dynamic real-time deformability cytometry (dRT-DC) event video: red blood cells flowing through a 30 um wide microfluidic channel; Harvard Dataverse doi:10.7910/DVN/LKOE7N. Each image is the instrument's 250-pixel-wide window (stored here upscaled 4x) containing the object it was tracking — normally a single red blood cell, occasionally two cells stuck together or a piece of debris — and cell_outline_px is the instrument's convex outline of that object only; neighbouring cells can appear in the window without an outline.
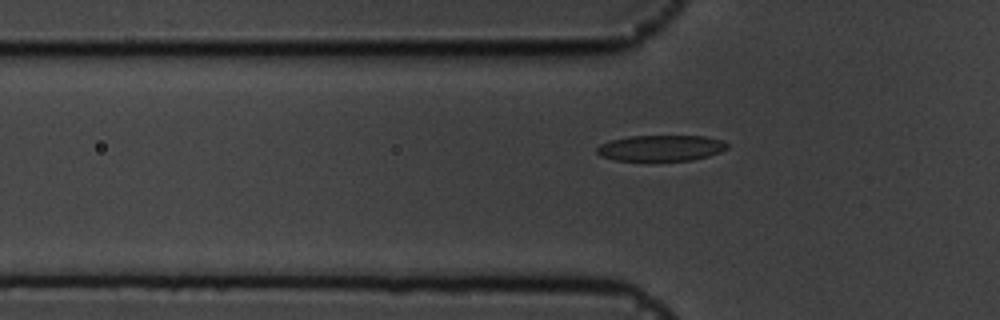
{"species": "common noctule bat (a hibernating species)", "species_latin": "Nyctalus noctula", "temperature_condition": "cold", "stored_images_in_passage": 41, "camera_frame_rate_fps": 3000, "um_per_image_px": 0.085, "animal": {"sex": "male", "body_mass_g": 19.5, "forearm_length_mm": 54.6}, "frame": {"image": 1, "passage_image": 3, "time_ms": 0.667, "image_size_px": [1000, 320], "cell_outline_px": [[728, 148], [720, 152], [708, 156], [692, 160], [652, 164], [612, 160], [600, 156], [596, 152], [596, 148], [600, 144], [612, 140], [628, 136], [704, 136], [720, 140], [728, 144]], "centroid_in_image_um": [56.11, 12.64], "position_along_channel_um": 69.7, "area_um2": 20.75}}
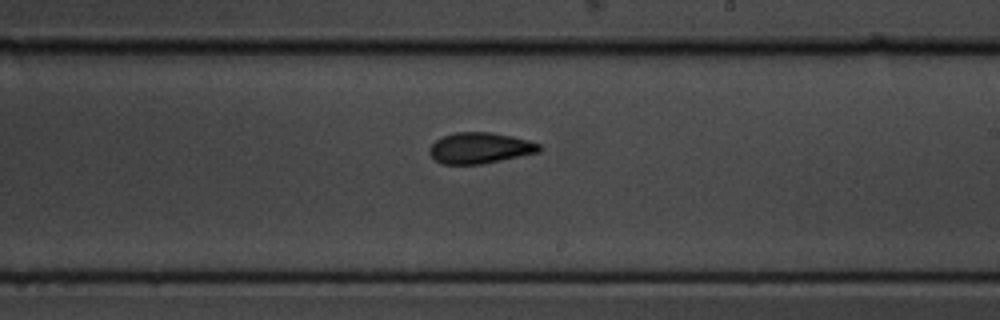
{"frame": {"image": 2, "passage_image": 18, "time_ms": 5.667, "image_size_px": [1000, 320], "cell_outline_px": [[540, 152], [480, 164], [444, 164], [436, 160], [428, 152], [428, 148], [436, 140], [444, 136], [456, 132], [492, 132], [512, 136], [528, 140], [540, 144]], "centroid_in_image_um": [40.79, 12.57], "position_along_channel_um": 248.2, "area_um2": 19.65}}
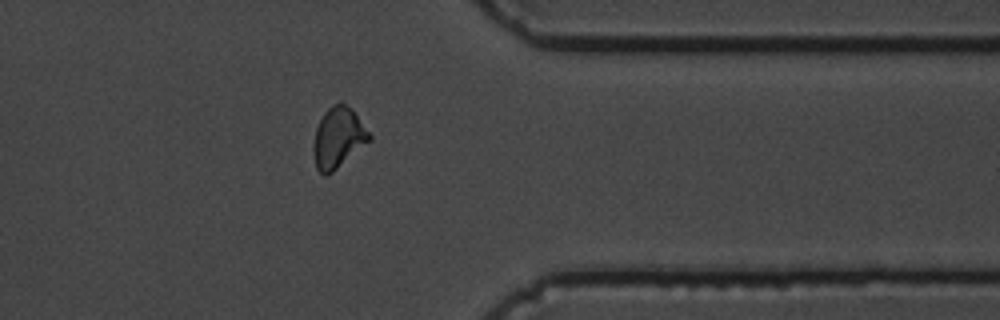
{"frame": {"image": 3, "passage_image": 30, "time_ms": 9.667, "image_size_px": [1000, 320], "cell_outline_px": [[372, 140], [332, 172], [324, 176], [316, 168], [312, 152], [312, 148], [316, 128], [324, 112], [332, 104], [340, 100], [356, 116], [372, 136]], "centroid_in_image_um": [28.72, 11.73], "position_along_channel_um": 382.7, "area_um2": 19.59}, "authors_computed_cell_mechanics": {"area_um2": 19.5942, "velocity_mm_per_s": 3.5797, "shape_relaxation_time_tau1_ms": 5.1062, "shape_relaxation_time_tau2_ms": 2.3996, "deformation_change_tau1": 0.1208, "deformation_change_tau2": 0.0604}}